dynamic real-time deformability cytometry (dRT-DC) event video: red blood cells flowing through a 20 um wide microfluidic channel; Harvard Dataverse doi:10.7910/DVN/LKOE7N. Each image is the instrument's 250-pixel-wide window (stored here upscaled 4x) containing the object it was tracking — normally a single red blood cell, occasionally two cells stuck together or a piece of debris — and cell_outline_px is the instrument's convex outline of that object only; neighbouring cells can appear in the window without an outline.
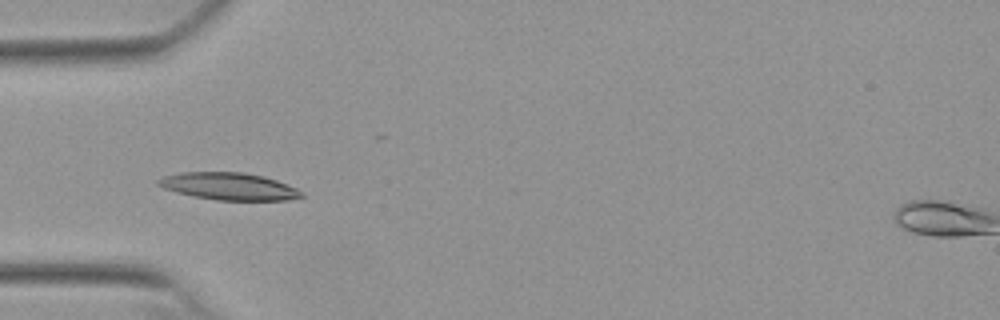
{"species": "Egyptian fruit bat (a non-hibernating species)", "species_latin": "Rousettus aegyptiacus", "temperature_condition": "warm", "stored_images_in_passage": 14, "camera_frame_rate_fps": 3000, "um_per_image_px": 0.085, "animal": {"sex": "female"}, "frame": {"image": 1, "passage_image": 5, "time_ms": 1.333, "image_size_px": [1000, 320], "cell_outline_px": [[304, 196], [288, 200], [216, 200], [192, 196], [176, 192], [164, 188], [156, 184], [156, 180], [164, 176], [180, 172], [244, 172], [264, 176], [276, 180], [296, 188], [304, 192]], "centroid_in_image_um": [19.45, 15.83], "position_along_channel_um": 65.5, "area_um2": 22.83}}
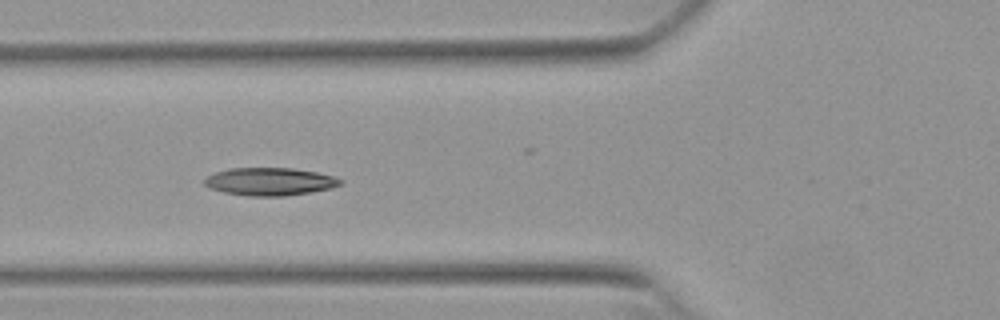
{"frame": {"image": 2, "passage_image": 8, "time_ms": 2.333, "image_size_px": [1000, 320], "cell_outline_px": [[344, 180], [340, 184], [332, 188], [312, 192], [284, 196], [248, 196], [224, 192], [208, 188], [204, 184], [204, 180], [208, 176], [216, 172], [232, 168], [292, 168], [316, 172], [332, 176]], "centroid_in_image_um": [22.93, 15.44], "position_along_channel_um": 102.9, "area_um2": 21.96}}
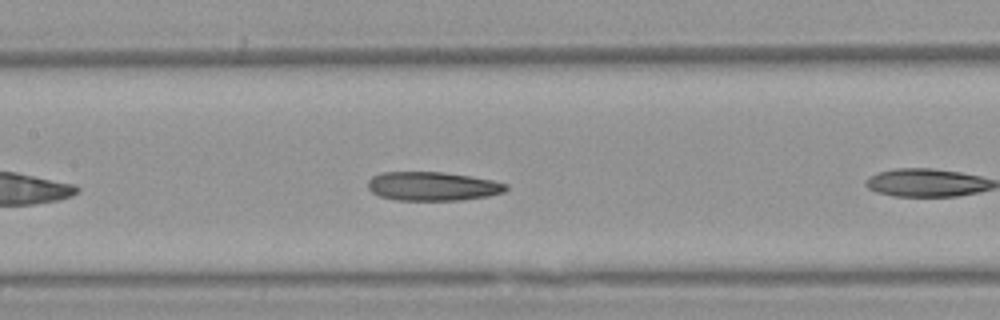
{"frame": {"image": 3, "passage_image": 10, "time_ms": 3.0, "image_size_px": [1000, 320], "cell_outline_px": [[508, 188], [504, 192], [488, 196], [460, 200], [396, 200], [380, 196], [372, 192], [368, 188], [368, 180], [372, 176], [380, 172], [444, 172], [472, 176], [492, 180], [508, 184]], "centroid_in_image_um": [36.77, 15.82], "position_along_channel_um": 170.6, "area_um2": 23.35}}